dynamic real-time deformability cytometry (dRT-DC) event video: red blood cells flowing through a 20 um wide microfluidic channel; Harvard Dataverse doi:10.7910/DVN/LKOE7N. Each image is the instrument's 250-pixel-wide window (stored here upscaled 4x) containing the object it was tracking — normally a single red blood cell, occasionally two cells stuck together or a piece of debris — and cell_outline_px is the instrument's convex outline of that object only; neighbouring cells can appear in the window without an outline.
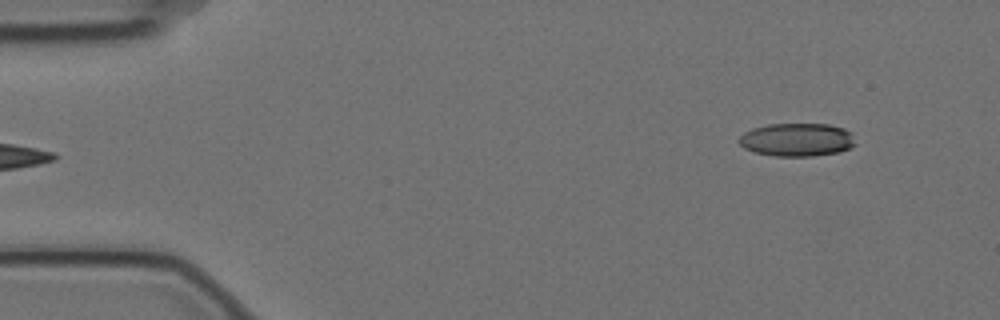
{"species": "Egyptian fruit bat (a non-hibernating species)", "species_latin": "Rousettus aegyptiacus", "temperature_condition": "cold", "stored_images_in_passage": 4, "camera_frame_rate_fps": 3000, "um_per_image_px": 0.085, "animal": {"sex": "female"}, "frame": {"image": 1, "passage_image": 4, "time_ms": 1.0, "image_size_px": [1000, 320], "cell_outline_px": [[856, 144], [840, 152], [812, 156], [772, 156], [756, 152], [744, 148], [736, 140], [744, 132], [752, 128], [768, 124], [828, 124], [844, 128], [852, 132]], "centroid_in_image_um": [67.74, 11.87], "position_along_channel_um": 17.3, "area_um2": 22.72}}